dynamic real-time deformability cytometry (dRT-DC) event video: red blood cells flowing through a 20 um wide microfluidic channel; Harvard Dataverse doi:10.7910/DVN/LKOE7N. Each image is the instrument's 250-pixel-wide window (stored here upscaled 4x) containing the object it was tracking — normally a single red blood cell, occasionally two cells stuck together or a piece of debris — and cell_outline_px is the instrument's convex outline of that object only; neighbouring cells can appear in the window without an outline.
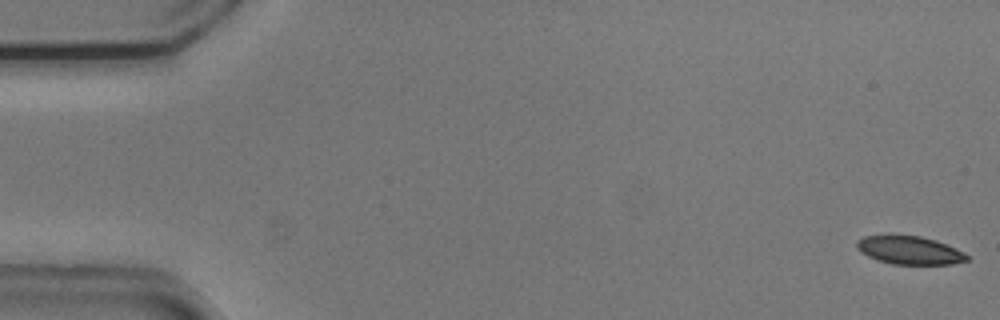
{"species": "common noctule bat (a hibernating species)", "species_latin": "Nyctalus noctula", "temperature_condition": "cold", "stored_images_in_passage": 55, "camera_frame_rate_fps": 3000, "um_per_image_px": 0.085, "animal": {"sex": "male", "body_mass_g": 20.5, "forearm_length_mm": 52.5}, "frame": {"image": 1, "passage_image": 1, "time_ms": 0.0, "image_size_px": [1000, 320], "cell_outline_px": [[968, 260], [952, 264], [892, 264], [876, 260], [860, 252], [856, 248], [856, 240], [864, 236], [888, 232], [892, 232], [920, 236], [936, 240], [956, 248], [964, 252], [968, 256]], "centroid_in_image_um": [77.23, 21.22], "position_along_channel_um": 7.8, "area_um2": 18.9}}
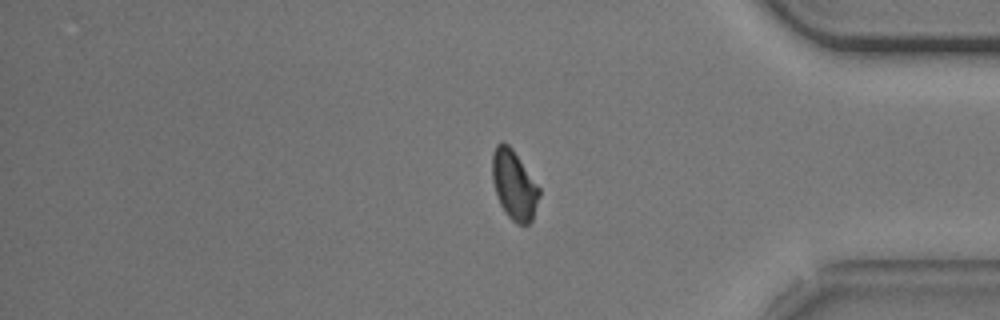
{"frame": {"image": 2, "passage_image": 45, "time_ms": 14.667, "image_size_px": [1000, 320], "cell_outline_px": [[540, 196], [532, 220], [528, 224], [516, 224], [508, 216], [500, 204], [496, 196], [492, 180], [492, 152], [496, 144], [500, 140], [504, 140], [512, 148], [540, 188]], "centroid_in_image_um": [43.68, 15.69], "position_along_channel_um": 391.5, "area_um2": 19.19}}
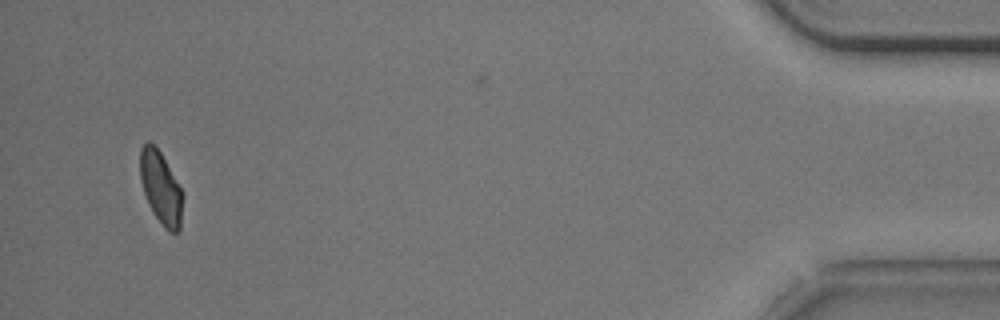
{"frame": {"image": 3, "passage_image": 52, "time_ms": 17.0, "image_size_px": [1000, 320], "cell_outline_px": [[184, 196], [180, 232], [168, 232], [164, 228], [152, 212], [148, 204], [140, 180], [140, 148], [148, 140], [160, 152], [184, 192]], "centroid_in_image_um": [13.69, 16.01], "position_along_channel_um": 421.5, "area_um2": 18.32}, "authors_computed_cell_mechanics": {"area_um2": 19.9988, "velocity_mm_per_s": 3.7185, "shape_relaxation_time_tau1_ms": 2.7004, "shape_relaxation_time_tau2_ms": 7.9057, "deformation_change_tau1": 0.0851, "deformation_change_tau2": 0.1109}}